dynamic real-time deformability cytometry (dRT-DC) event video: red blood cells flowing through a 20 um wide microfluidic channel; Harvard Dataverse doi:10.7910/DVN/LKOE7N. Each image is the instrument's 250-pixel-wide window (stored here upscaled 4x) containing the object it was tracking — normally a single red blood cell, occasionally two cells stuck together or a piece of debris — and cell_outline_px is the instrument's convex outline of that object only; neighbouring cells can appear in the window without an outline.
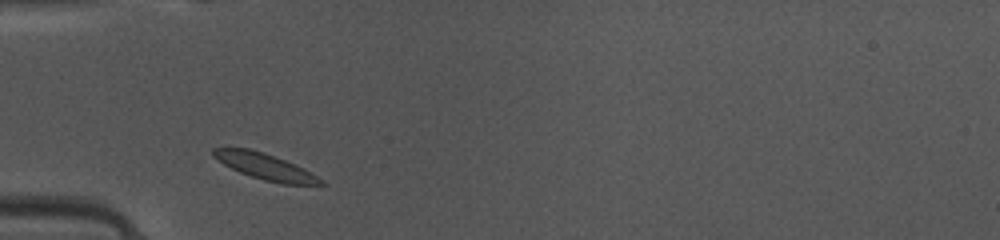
{"species": "common noctule bat (a hibernating species)", "species_latin": "Nyctalus noctula", "temperature_condition": "warm", "stored_images_in_passage": 35, "camera_frame_rate_fps": 3000, "um_per_image_px": 0.085, "animal": {"sex": "female", "body_mass_g": 10.0, "forearm_length_mm": 53.1}, "frame": {"image": 1, "passage_image": 2, "time_ms": 0.333, "image_size_px": [1000, 240], "cell_outline_px": [[328, 184], [284, 184], [264, 180], [240, 172], [224, 164], [212, 156], [212, 148], [248, 148], [264, 152], [296, 164], [304, 168], [324, 180]], "centroid_in_image_um": [22.56, 14.14], "position_along_channel_um": 62.4, "area_um2": 16.24}}
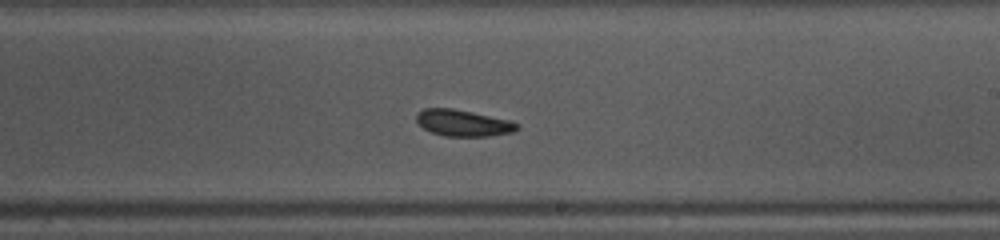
{"frame": {"image": 2, "passage_image": 16, "time_ms": 5.0, "image_size_px": [1000, 240], "cell_outline_px": [[520, 128], [512, 132], [488, 136], [444, 136], [432, 132], [424, 128], [416, 120], [416, 112], [424, 108], [452, 108], [512, 120], [520, 124]], "centroid_in_image_um": [39.39, 10.44], "position_along_channel_um": 249.6, "area_um2": 15.61}}
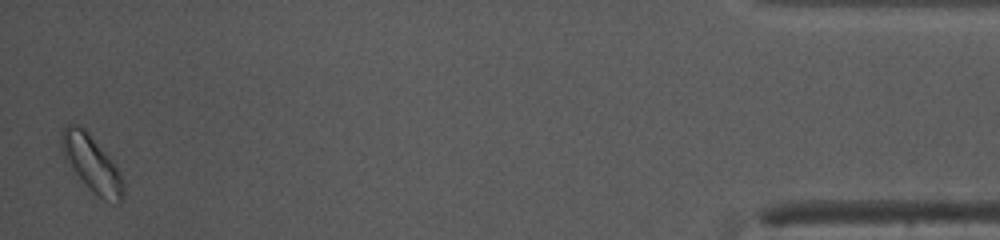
{"frame": {"image": 3, "passage_image": 35, "time_ms": 11.333, "image_size_px": [1000, 240], "cell_outline_px": [[124, 196], [120, 204], [116, 204], [104, 200], [96, 196], [92, 192], [76, 172], [64, 156], [60, 148], [60, 132], [64, 124], [76, 124], [84, 128], [88, 132], [108, 156], [120, 172], [124, 180]], "centroid_in_image_um": [7.81, 13.91], "position_along_channel_um": 427.4, "area_um2": 20.29}}